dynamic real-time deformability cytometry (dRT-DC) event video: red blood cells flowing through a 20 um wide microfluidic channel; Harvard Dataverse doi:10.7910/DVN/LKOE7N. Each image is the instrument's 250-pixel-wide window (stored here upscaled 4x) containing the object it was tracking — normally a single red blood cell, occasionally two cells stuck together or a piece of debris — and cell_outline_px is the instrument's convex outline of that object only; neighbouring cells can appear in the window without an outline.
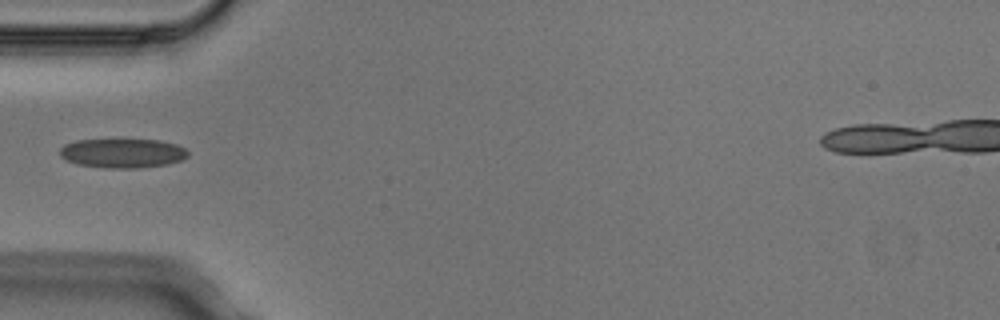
{"species": "Egyptian fruit bat (a non-hibernating species)", "species_latin": "Rousettus aegyptiacus", "temperature_condition": "cold", "stored_images_in_passage": 3, "camera_frame_rate_fps": 3000, "um_per_image_px": 0.085, "animal": {"sex": "male"}, "frame": {"image": 1, "passage_image": 3, "time_ms": 0.667, "image_size_px": [1000, 320], "cell_outline_px": [[188, 156], [180, 160], [168, 164], [136, 168], [104, 168], [76, 164], [64, 160], [60, 156], [60, 148], [64, 144], [76, 140], [160, 140], [176, 144], [184, 148], [188, 152]], "centroid_in_image_um": [10.38, 13.03], "position_along_channel_um": 74.6, "area_um2": 21.91}}